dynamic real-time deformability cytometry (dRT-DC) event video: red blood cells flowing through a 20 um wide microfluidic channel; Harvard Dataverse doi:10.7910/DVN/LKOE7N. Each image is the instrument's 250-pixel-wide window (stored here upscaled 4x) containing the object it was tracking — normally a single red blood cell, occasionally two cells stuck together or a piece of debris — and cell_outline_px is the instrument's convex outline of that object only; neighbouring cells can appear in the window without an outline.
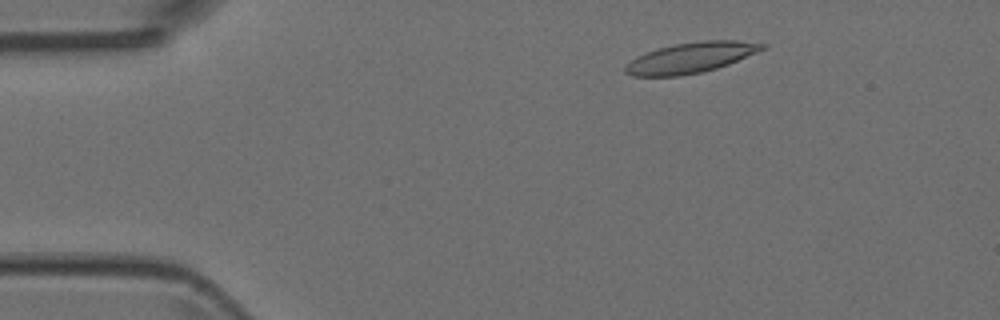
{"species": "Egyptian fruit bat (a non-hibernating species)", "species_latin": "Rousettus aegyptiacus", "temperature_condition": "room temperature", "stored_images_in_passage": 3, "camera_frame_rate_fps": 3000, "um_per_image_px": 0.085, "animal": {"sex": "female"}, "frame": {"image": 1, "passage_image": 2, "time_ms": 0.333, "image_size_px": [1000, 320], "cell_outline_px": [[768, 44], [764, 48], [756, 52], [728, 64], [716, 68], [700, 72], [680, 76], [632, 76], [624, 72], [624, 68], [636, 56], [656, 48], [676, 44], [700, 40], [736, 40]], "centroid_in_image_um": [58.69, 4.89], "position_along_channel_um": 26.3, "area_um2": 24.16}}